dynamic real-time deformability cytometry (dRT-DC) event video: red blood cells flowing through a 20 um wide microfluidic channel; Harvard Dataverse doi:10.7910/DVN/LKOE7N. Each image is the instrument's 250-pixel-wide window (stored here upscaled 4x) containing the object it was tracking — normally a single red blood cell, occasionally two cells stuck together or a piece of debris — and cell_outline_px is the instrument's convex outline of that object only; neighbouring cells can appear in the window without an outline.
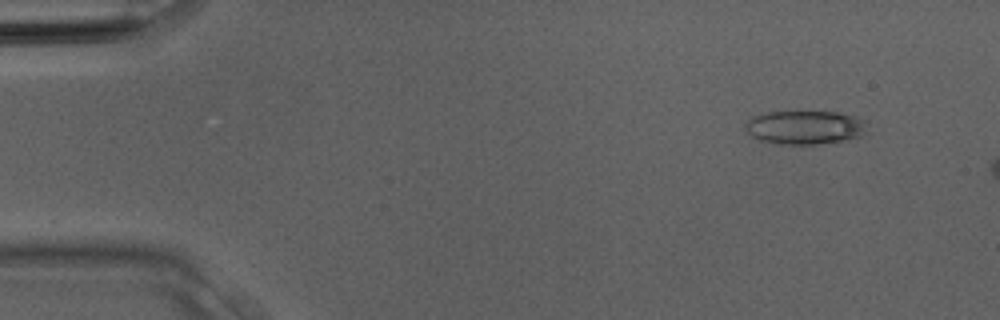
{"species": "Egyptian fruit bat (a non-hibernating species)", "species_latin": "Rousettus aegyptiacus", "temperature_condition": "room temperature", "stored_images_in_passage": 3, "camera_frame_rate_fps": 3000, "um_per_image_px": 0.085, "animal": {"sex": "male"}, "frame": {"image": 1, "passage_image": 1, "time_ms": 0.0, "image_size_px": [1000, 320], "cell_outline_px": [[864, 132], [860, 136], [848, 140], [816, 144], [772, 144], [760, 140], [752, 136], [744, 128], [744, 124], [752, 116], [768, 112], [836, 112], [856, 116], [864, 120]], "centroid_in_image_um": [68.37, 10.83], "position_along_channel_um": 16.6, "area_um2": 23.93}}